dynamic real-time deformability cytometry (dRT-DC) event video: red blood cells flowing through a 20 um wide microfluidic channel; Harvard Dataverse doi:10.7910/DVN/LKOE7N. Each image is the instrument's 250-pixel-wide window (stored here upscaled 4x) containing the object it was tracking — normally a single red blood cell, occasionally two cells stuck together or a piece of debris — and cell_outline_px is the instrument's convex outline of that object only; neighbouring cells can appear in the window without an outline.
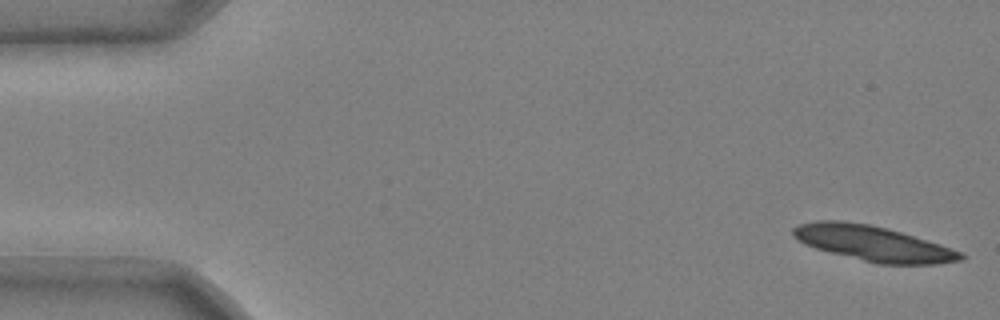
{"species": "common noctule bat (a hibernating species)", "species_latin": "Nyctalus noctula", "temperature_condition": "cold", "stored_images_in_passage": 52, "segment_of_instrument_passage": [1, 2], "camera_frame_rate_fps": 3000, "um_per_image_px": 0.085, "animal": {"sex": "male", "body_mass_g": 20.4}, "frame": {"image": 1, "passage_image": 1, "time_ms": 0.0, "image_size_px": [1000, 320], "cell_outline_px": [[968, 256], [964, 260], [940, 264], [876, 264], [816, 248], [804, 244], [792, 236], [792, 228], [800, 224], [816, 220], [840, 220], [868, 224], [900, 232], [940, 244], [952, 248]], "centroid_in_image_um": [74.23, 20.7], "position_along_channel_um": 10.8, "area_um2": 34.33}}